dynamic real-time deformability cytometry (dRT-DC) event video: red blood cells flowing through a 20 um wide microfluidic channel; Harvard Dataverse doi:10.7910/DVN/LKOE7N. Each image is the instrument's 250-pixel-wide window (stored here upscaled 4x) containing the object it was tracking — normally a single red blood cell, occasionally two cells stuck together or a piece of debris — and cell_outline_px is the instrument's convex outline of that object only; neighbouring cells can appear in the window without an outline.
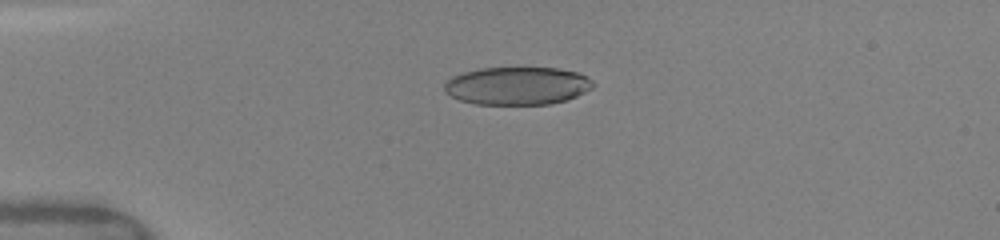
{"species": "human", "species_latin": "Homo sapiens", "temperature_condition": "warm", "stored_images_in_passage": 15, "camera_frame_rate_fps": 3000, "um_per_image_px": 0.085, "donor": {"sex": "female"}, "frame": {"image": 1, "passage_image": 4, "time_ms": 2.0, "image_size_px": [1000, 240], "cell_outline_px": [[596, 84], [592, 88], [576, 96], [564, 100], [548, 104], [476, 104], [460, 100], [444, 92], [444, 84], [452, 76], [464, 72], [480, 68], [556, 68], [576, 72], [592, 80]], "centroid_in_image_um": [43.95, 7.29], "position_along_channel_um": 41.1, "area_um2": 32.66}}
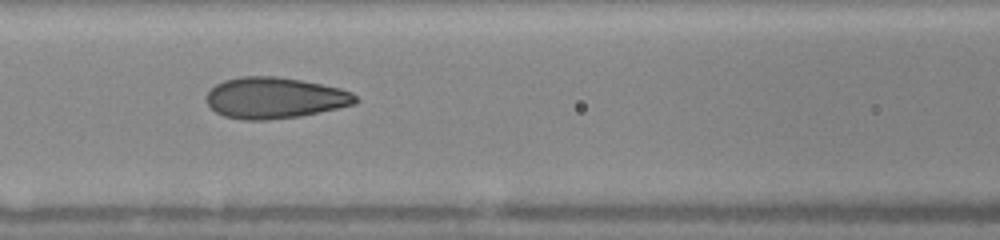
{"frame": {"image": 2, "passage_image": 11, "time_ms": 5.333, "image_size_px": [1000, 240], "cell_outline_px": [[360, 100], [356, 104], [320, 112], [300, 116], [268, 120], [244, 120], [224, 116], [216, 112], [208, 104], [208, 92], [216, 84], [224, 80], [240, 76], [276, 76], [300, 80], [340, 88], [352, 92]], "centroid_in_image_um": [23.38, 8.32], "position_along_channel_um": 143.2, "area_um2": 35.72}}
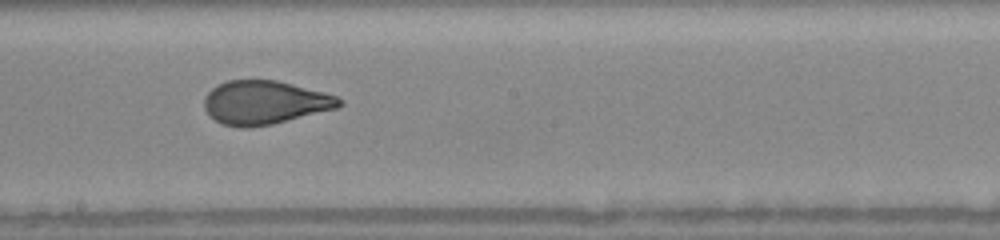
{"frame": {"image": 3, "passage_image": 14, "time_ms": 7.333, "image_size_px": [1000, 240], "cell_outline_px": [[344, 104], [336, 108], [272, 124], [248, 128], [240, 128], [224, 124], [216, 120], [204, 108], [204, 96], [212, 88], [228, 80], [276, 80], [324, 92], [336, 96], [344, 100]], "centroid_in_image_um": [22.51, 8.71], "position_along_channel_um": 225.7, "area_um2": 34.1}}